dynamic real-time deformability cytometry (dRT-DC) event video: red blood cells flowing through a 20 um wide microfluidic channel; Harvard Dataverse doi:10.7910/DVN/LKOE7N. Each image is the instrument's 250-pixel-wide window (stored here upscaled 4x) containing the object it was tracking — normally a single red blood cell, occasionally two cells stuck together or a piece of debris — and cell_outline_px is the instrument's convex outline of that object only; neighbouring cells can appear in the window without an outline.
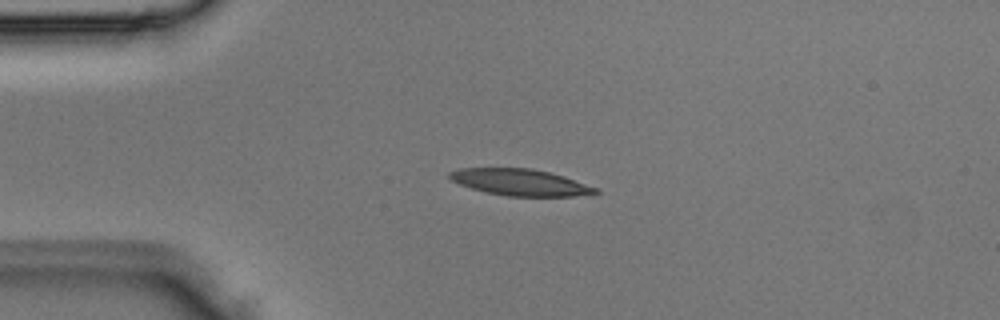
{"species": "Egyptian fruit bat (a non-hibernating species)", "species_latin": "Rousettus aegyptiacus", "temperature_condition": "room temperature", "stored_images_in_passage": 1, "camera_frame_rate_fps": 3000, "um_per_image_px": 0.085, "animal": {"sex": "male"}, "frame": {"image": 1, "passage_image": 1, "time_ms": 0.0, "image_size_px": [1000, 320], "cell_outline_px": [[600, 192], [592, 196], [508, 196], [484, 192], [460, 184], [452, 180], [448, 176], [448, 172], [456, 168], [532, 168], [564, 176], [600, 188]], "centroid_in_image_um": [44.29, 15.5], "position_along_channel_um": 40.7, "area_um2": 22.89}}